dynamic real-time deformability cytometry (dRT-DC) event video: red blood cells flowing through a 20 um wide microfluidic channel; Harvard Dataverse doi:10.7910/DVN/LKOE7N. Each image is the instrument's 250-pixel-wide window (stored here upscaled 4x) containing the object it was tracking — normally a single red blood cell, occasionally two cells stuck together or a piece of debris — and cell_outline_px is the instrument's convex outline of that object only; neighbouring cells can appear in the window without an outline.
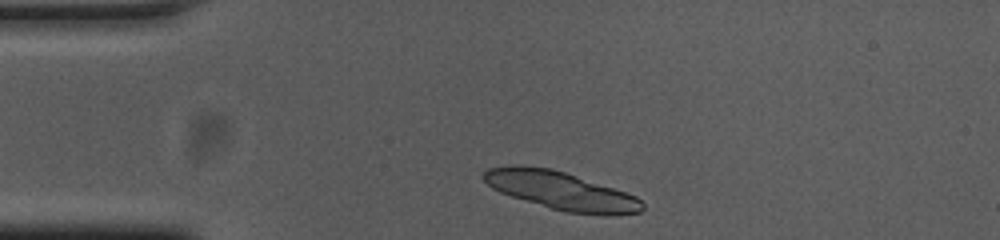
{"species": "common noctule bat (a hibernating species)", "species_latin": "Nyctalus noctula", "temperature_condition": "cold", "stored_images_in_passage": 37, "camera_frame_rate_fps": 3000, "um_per_image_px": 0.085, "animal": {"sex": "female", "body_mass_g": 23.0, "forearm_length_mm": 53.4}, "frame": {"image": 1, "passage_image": 2, "time_ms": 0.333, "image_size_px": [1000, 240], "cell_outline_px": [[644, 208], [640, 212], [568, 212], [552, 208], [512, 196], [500, 192], [492, 188], [480, 176], [488, 168], [552, 168], [636, 196], [644, 204]], "centroid_in_image_um": [47.64, 16.2], "position_along_channel_um": 37.4, "area_um2": 32.95}}
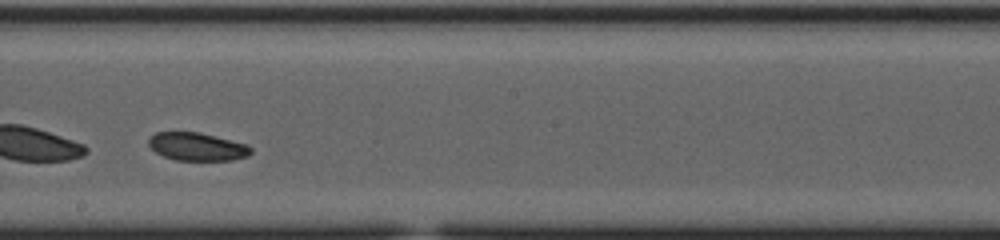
{"frame": {"image": 2, "passage_image": 21, "time_ms": 6.667, "image_size_px": [1000, 240], "cell_outline_px": [[252, 152], [248, 156], [232, 160], [176, 160], [164, 156], [156, 152], [148, 144], [148, 140], [156, 132], [200, 132], [248, 144], [252, 148]], "centroid_in_image_um": [16.79, 12.46], "position_along_channel_um": 231.4, "area_um2": 16.7}}
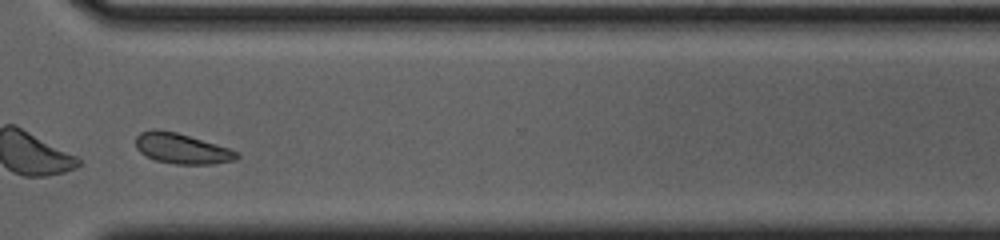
{"frame": {"image": 3, "passage_image": 31, "time_ms": 10.0, "image_size_px": [1000, 240], "cell_outline_px": [[240, 156], [236, 160], [212, 164], [176, 164], [156, 160], [140, 152], [136, 148], [136, 136], [140, 132], [152, 128], [156, 128], [176, 132], [216, 144], [240, 152]], "centroid_in_image_um": [15.45, 12.61], "position_along_channel_um": 355.1, "area_um2": 17.92}}